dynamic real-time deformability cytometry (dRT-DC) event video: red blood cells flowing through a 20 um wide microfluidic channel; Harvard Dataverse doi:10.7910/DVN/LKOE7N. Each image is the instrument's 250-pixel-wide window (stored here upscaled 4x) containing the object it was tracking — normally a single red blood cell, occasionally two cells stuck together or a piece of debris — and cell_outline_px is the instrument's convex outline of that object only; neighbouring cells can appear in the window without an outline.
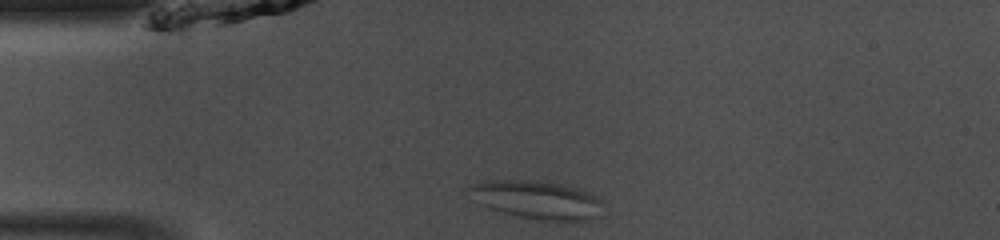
{"species": "common noctule bat (a hibernating species)", "species_latin": "Nyctalus noctula", "temperature_condition": "room temperature", "stored_images_in_passage": 38, "camera_frame_rate_fps": 3000, "um_per_image_px": 0.085, "animal": {"sex": "male", "body_mass_g": 13.0, "forearm_length_mm": 53.1}, "frame": {"image": 1, "passage_image": 1, "time_ms": 0.0, "image_size_px": [1000, 240], "cell_outline_px": [[600, 200], [588, 220], [580, 224], [572, 224], [536, 220], [488, 208], [472, 200], [468, 188], [472, 184], [488, 180], [528, 180], [560, 184], [576, 188], [588, 192], [596, 196]], "centroid_in_image_um": [45.55, 17.01], "position_along_channel_um": 39.4, "area_um2": 29.71}}
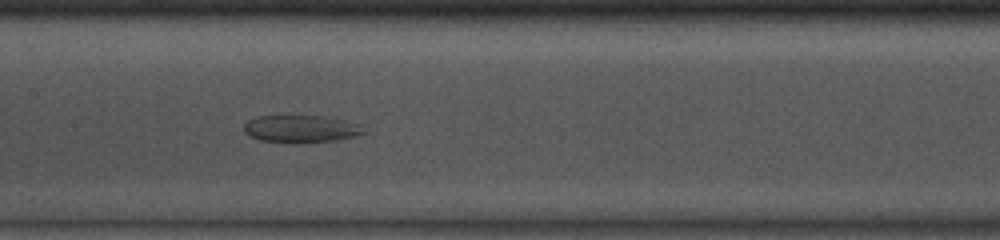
{"frame": {"image": 2, "passage_image": 13, "time_ms": 4.0, "image_size_px": [1000, 240], "cell_outline_px": [[368, 132], [356, 136], [336, 140], [260, 140], [244, 132], [244, 124], [248, 120], [260, 116], [320, 116], [344, 120], [356, 124]], "centroid_in_image_um": [25.59, 10.91], "position_along_channel_um": 181.8, "area_um2": 17.98}}
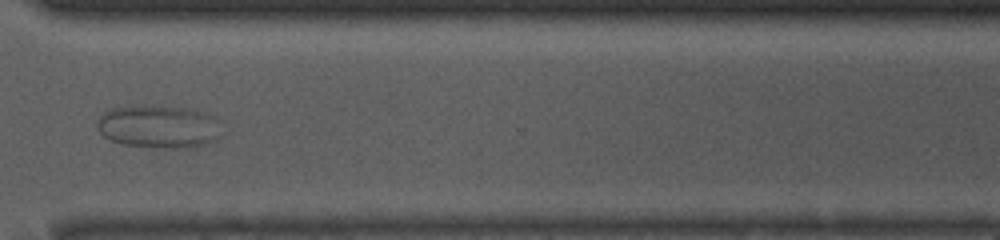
{"frame": {"image": 3, "passage_image": 26, "time_ms": 8.333, "image_size_px": [1000, 240], "cell_outline_px": [[216, 140], [196, 148], [156, 148], [124, 144], [112, 140], [104, 136], [96, 128], [96, 124], [100, 116], [112, 108], [188, 108], [200, 112], [208, 116], [216, 136]], "centroid_in_image_um": [13.36, 10.83], "position_along_channel_um": 357.2, "area_um2": 29.36}}